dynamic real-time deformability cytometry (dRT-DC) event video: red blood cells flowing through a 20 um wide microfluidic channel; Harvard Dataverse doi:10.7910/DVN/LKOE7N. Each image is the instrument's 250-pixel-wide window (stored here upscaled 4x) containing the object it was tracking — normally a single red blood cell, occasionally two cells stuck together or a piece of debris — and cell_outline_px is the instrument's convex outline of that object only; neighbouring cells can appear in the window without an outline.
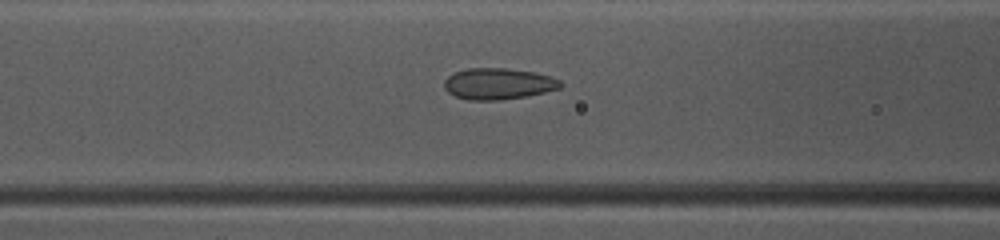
{"species": "common noctule bat (a hibernating species)", "species_latin": "Nyctalus noctula", "temperature_condition": "warm", "stored_images_in_passage": 49, "camera_frame_rate_fps": 3000, "um_per_image_px": 0.085, "animal": {"sex": "female", "body_mass_g": 10.0, "forearm_length_mm": 53.1}, "frame": {"image": 1, "passage_image": 20, "time_ms": 6.333, "image_size_px": [1000, 240], "cell_outline_px": [[564, 84], [560, 88], [544, 92], [524, 96], [500, 100], [468, 100], [456, 96], [448, 92], [444, 88], [444, 80], [448, 76], [456, 72], [468, 68], [504, 68], [532, 72], [548, 76], [560, 80]], "centroid_in_image_um": [42.33, 7.12], "position_along_channel_um": 124.3, "area_um2": 20.98}}
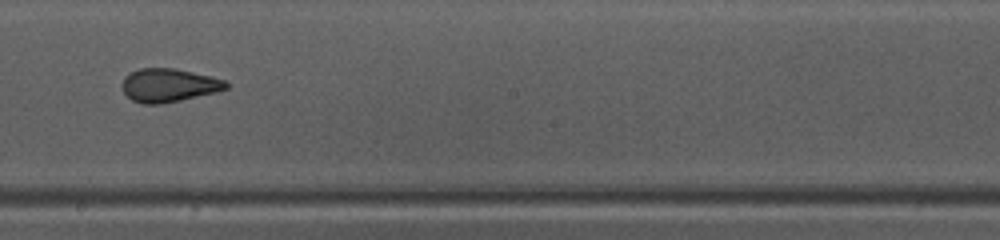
{"frame": {"image": 2, "passage_image": 28, "time_ms": 9.0, "image_size_px": [1000, 240], "cell_outline_px": [[228, 88], [216, 92], [180, 100], [160, 104], [144, 104], [132, 100], [124, 92], [120, 84], [124, 76], [140, 68], [172, 68], [212, 76], [224, 80], [228, 84]], "centroid_in_image_um": [14.32, 7.24], "position_along_channel_um": 233.9, "area_um2": 20.17}}
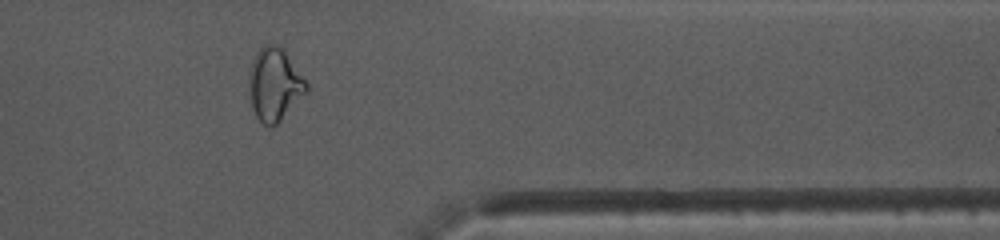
{"frame": {"image": 3, "passage_image": 40, "time_ms": 13.0, "image_size_px": [1000, 240], "cell_outline_px": [[308, 92], [272, 128], [268, 128], [256, 116], [252, 108], [252, 60], [256, 52], [264, 44], [272, 40], [280, 44], [284, 48], [308, 84]], "centroid_in_image_um": [23.4, 7.12], "position_along_channel_um": 388.0, "area_um2": 24.1}, "authors_computed_cell_mechanics": {"area_um2": 22.3108, "velocity_mm_per_s": 4.0967, "shape_relaxation_time_tau1_ms": 10.5597, "shape_relaxation_time_tau2_ms": 0.8859, "deformation_change_tau1": 0.2194, "deformation_change_tau2": 0.0743}}